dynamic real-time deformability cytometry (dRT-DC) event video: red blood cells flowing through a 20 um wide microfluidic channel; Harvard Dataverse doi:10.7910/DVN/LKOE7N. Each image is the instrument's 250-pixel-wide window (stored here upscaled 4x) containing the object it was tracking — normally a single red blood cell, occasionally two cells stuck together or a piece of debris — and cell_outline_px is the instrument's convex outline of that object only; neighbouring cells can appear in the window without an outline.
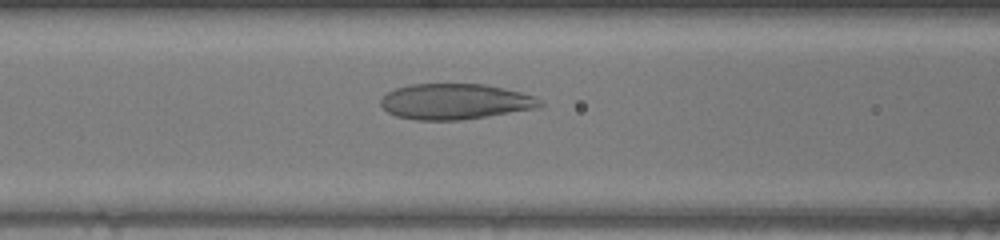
{"species": "human", "species_latin": "Homo sapiens", "temperature_condition": "warm", "stored_images_in_passage": 35, "camera_frame_rate_fps": 3000, "um_per_image_px": 0.085, "donor": {"sex": "female"}, "frame": {"image": 1, "passage_image": 7, "time_ms": 2.0, "image_size_px": [1000, 240], "cell_outline_px": [[544, 104], [540, 108], [460, 120], [416, 120], [396, 116], [388, 112], [380, 104], [380, 100], [388, 92], [396, 88], [408, 84], [484, 84], [504, 88], [536, 96]], "centroid_in_image_um": [38.71, 8.63], "position_along_channel_um": 127.9, "area_um2": 33.18}}
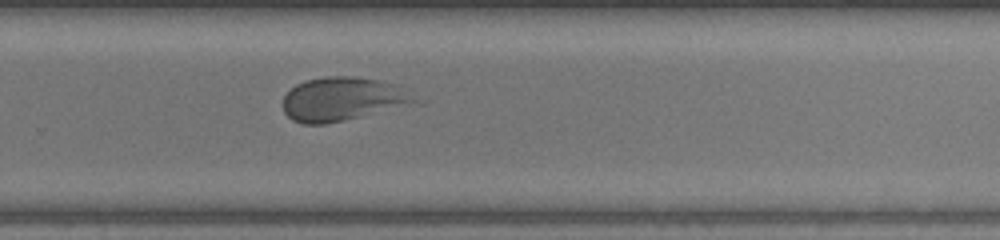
{"frame": {"image": 2, "passage_image": 19, "time_ms": 6.0, "image_size_px": [1000, 240], "cell_outline_px": [[428, 100], [424, 104], [324, 124], [304, 124], [292, 120], [284, 112], [284, 96], [296, 84], [304, 80], [324, 76], [352, 76], [380, 80], [400, 84]], "centroid_in_image_um": [29.36, 8.41], "position_along_channel_um": 300.4, "area_um2": 35.08}}
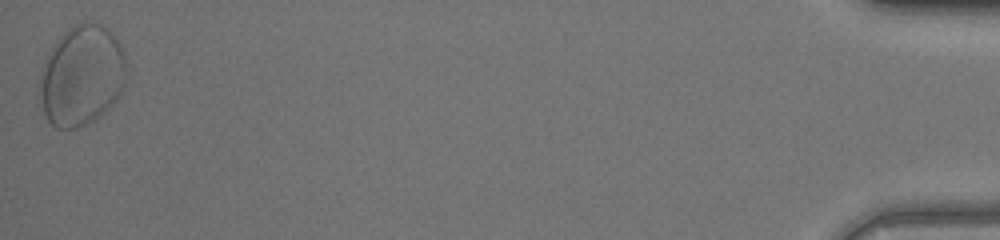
{"frame": {"image": 3, "passage_image": 35, "time_ms": 11.333, "image_size_px": [1000, 240], "cell_outline_px": [[124, 88], [116, 100], [100, 116], [76, 128], [56, 128], [48, 120], [36, 96], [36, 88], [44, 64], [52, 48], [60, 36], [68, 28], [84, 20], [100, 24], [108, 28], [116, 36], [124, 52]], "centroid_in_image_um": [6.91, 6.42], "position_along_channel_um": 428.3, "area_um2": 50.98}}